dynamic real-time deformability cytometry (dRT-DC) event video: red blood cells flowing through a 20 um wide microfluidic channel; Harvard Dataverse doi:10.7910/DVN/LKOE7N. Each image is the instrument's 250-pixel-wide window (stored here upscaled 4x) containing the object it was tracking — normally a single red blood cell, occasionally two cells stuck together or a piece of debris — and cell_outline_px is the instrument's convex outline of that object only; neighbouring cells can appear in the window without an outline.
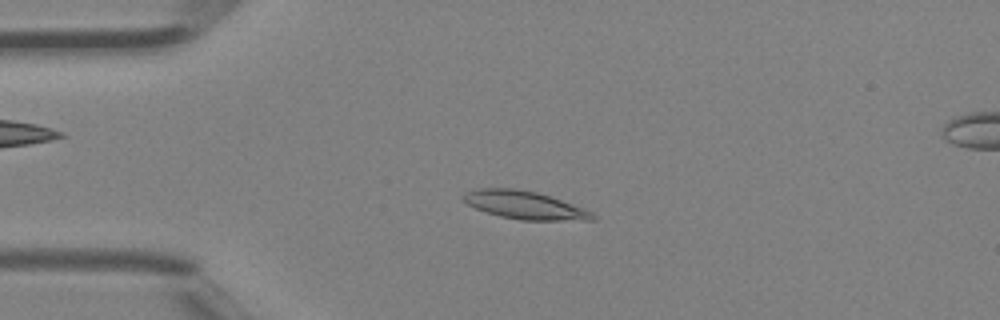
{"species": "Egyptian fruit bat (a non-hibernating species)", "species_latin": "Rousettus aegyptiacus", "temperature_condition": "room temperature", "stored_images_in_passage": 45, "camera_frame_rate_fps": 3000, "um_per_image_px": 0.085, "animal": {"sex": "female"}, "frame": {"image": 1, "passage_image": 11, "time_ms": 3.333, "image_size_px": [1000, 320], "cell_outline_px": [[596, 220], [520, 220], [500, 216], [476, 208], [468, 204], [460, 196], [476, 188], [516, 188], [536, 192], [584, 208], [592, 212], [596, 216]], "centroid_in_image_um": [44.6, 17.43], "position_along_channel_um": 40.4, "area_um2": 20.87}}
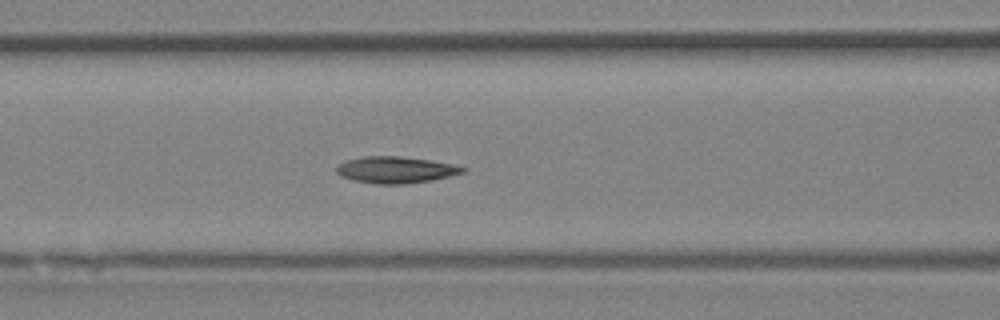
{"frame": {"image": 2, "passage_image": 19, "time_ms": 6.0, "image_size_px": [1000, 320], "cell_outline_px": [[468, 168], [464, 172], [432, 180], [408, 184], [376, 184], [352, 180], [340, 176], [336, 172], [336, 168], [344, 160], [364, 156], [400, 156], [428, 160], [452, 164]], "centroid_in_image_um": [33.6, 14.44], "position_along_channel_um": 133.0, "area_um2": 19.59}}
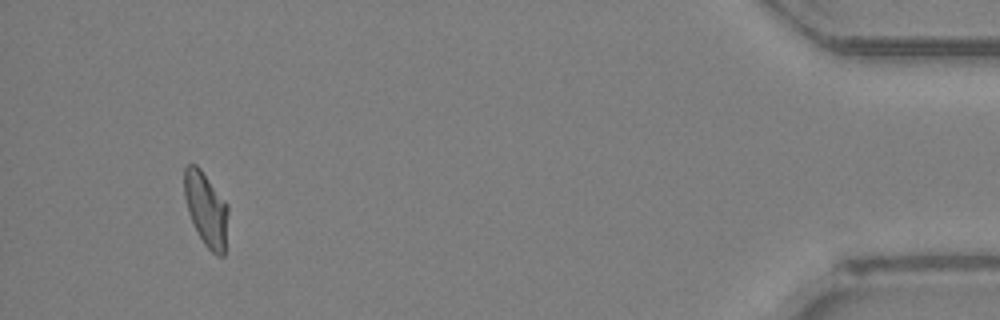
{"frame": {"image": 3, "passage_image": 43, "time_ms": 14.0, "image_size_px": [1000, 320], "cell_outline_px": [[228, 212], [224, 256], [216, 256], [204, 244], [188, 212], [184, 196], [184, 168], [188, 164], [196, 164], [200, 168], [228, 204]], "centroid_in_image_um": [17.52, 17.76], "position_along_channel_um": 417.7, "area_um2": 18.79}, "authors_computed_cell_mechanics": {"area_um2": 19.1896, "velocity_mm_per_s": 4.4824, "shape_relaxation_time_tau1_ms": 4.7825, "shape_relaxation_time_tau2_ms": 2.4331, "deformation_change_tau1": 0.1524, "deformation_change_tau2": 0.0777}}